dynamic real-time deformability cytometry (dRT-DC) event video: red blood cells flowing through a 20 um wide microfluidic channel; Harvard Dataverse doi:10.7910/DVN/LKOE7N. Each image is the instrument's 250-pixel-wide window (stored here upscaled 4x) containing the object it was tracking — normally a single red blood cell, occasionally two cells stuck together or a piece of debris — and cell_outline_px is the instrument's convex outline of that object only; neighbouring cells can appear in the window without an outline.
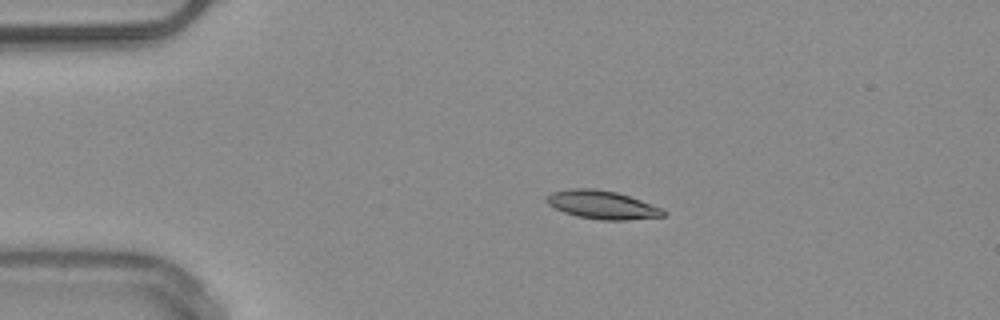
{"species": "common noctule bat (a hibernating species)", "species_latin": "Nyctalus noctula", "temperature_condition": "warm", "stored_images_in_passage": 50, "camera_frame_rate_fps": 3000, "um_per_image_px": 0.085, "animal": {"sex": "male", "body_mass_g": 20.4}, "frame": {"image": 1, "passage_image": 10, "time_ms": 3.0, "image_size_px": [1000, 320], "cell_outline_px": [[668, 216], [628, 220], [600, 220], [576, 216], [564, 212], [548, 204], [544, 200], [544, 196], [552, 192], [568, 188], [592, 188], [616, 192], [664, 208], [668, 212]], "centroid_in_image_um": [51.2, 17.41], "position_along_channel_um": 33.8, "area_um2": 19.59}}
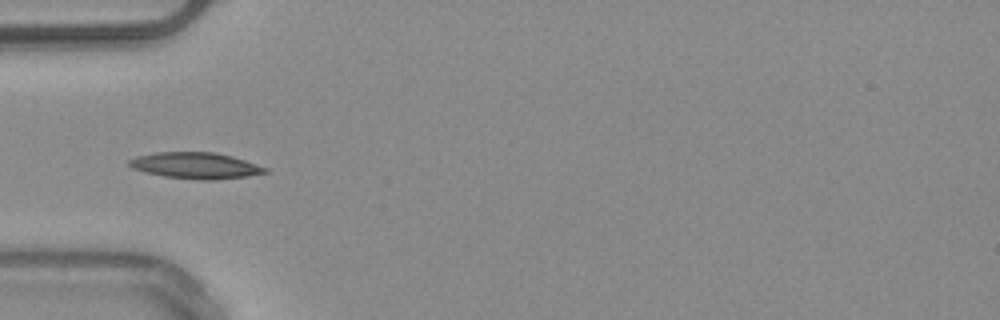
{"frame": {"image": 2, "passage_image": 16, "time_ms": 5.0, "image_size_px": [1000, 320], "cell_outline_px": [[268, 172], [248, 176], [212, 180], [200, 180], [164, 176], [144, 172], [132, 168], [128, 164], [128, 160], [136, 156], [156, 152], [216, 152], [232, 156], [268, 168]], "centroid_in_image_um": [16.61, 14.07], "position_along_channel_um": 68.4, "area_um2": 20.81}}
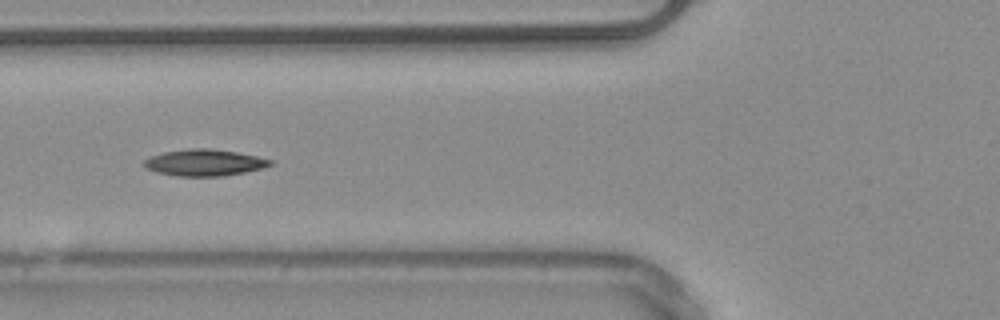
{"frame": {"image": 3, "passage_image": 19, "time_ms": 6.0, "image_size_px": [1000, 320], "cell_outline_px": [[272, 164], [264, 168], [224, 176], [176, 176], [156, 172], [144, 168], [144, 160], [148, 156], [164, 152], [188, 148], [208, 148], [236, 152], [256, 156], [272, 160]], "centroid_in_image_um": [17.33, 13.82], "position_along_channel_um": 108.5, "area_um2": 19.59}, "authors_computed_cell_mechanics": {"area_um2": 18.785, "velocity_mm_per_s": 3.9928, "shape_relaxation_time_tau1_ms": 7.7873, "shape_relaxation_time_tau2_ms": 6.6363, "deformation_change_tau1": 0.1697, "deformation_change_tau2": 0.1213}}